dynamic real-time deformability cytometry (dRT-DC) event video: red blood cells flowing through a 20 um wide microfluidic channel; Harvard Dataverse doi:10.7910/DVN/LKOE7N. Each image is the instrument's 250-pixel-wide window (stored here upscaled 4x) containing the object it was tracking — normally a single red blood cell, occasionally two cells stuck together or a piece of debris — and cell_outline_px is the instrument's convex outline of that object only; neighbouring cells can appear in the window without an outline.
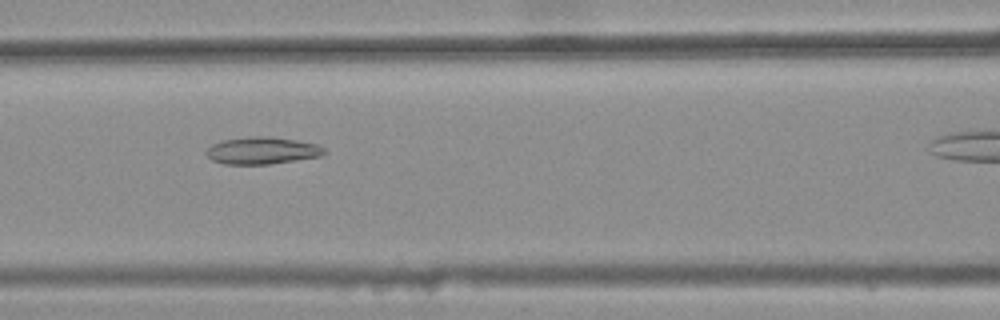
{"species": "common noctule bat (a hibernating species)", "species_latin": "Nyctalus noctula", "temperature_condition": "warm", "stored_images_in_passage": 33, "camera_frame_rate_fps": 3000, "um_per_image_px": 0.085, "animal": {"sex": "female", "body_mass_g": 25.1}, "frame": {"image": 1, "passage_image": 13, "time_ms": 4.0, "image_size_px": [1000, 320], "cell_outline_px": [[328, 152], [320, 156], [296, 160], [268, 164], [224, 164], [212, 160], [204, 152], [212, 144], [224, 140], [252, 136], [268, 136], [296, 140], [316, 144], [324, 148]], "centroid_in_image_um": [22.28, 12.8], "position_along_channel_um": 144.3, "area_um2": 18.55}}
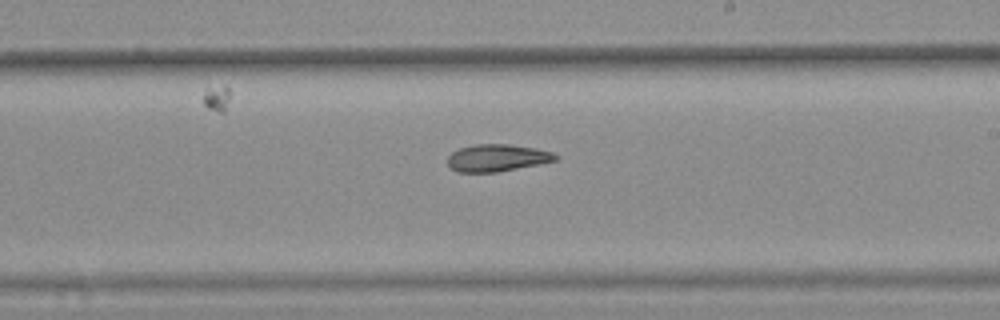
{"frame": {"image": 2, "passage_image": 21, "time_ms": 6.667, "image_size_px": [1000, 320], "cell_outline_px": [[556, 160], [496, 172], [456, 172], [448, 164], [448, 156], [452, 152], [460, 148], [476, 144], [508, 144], [536, 148], [552, 152], [556, 156]], "centroid_in_image_um": [42.2, 13.41], "position_along_channel_um": 246.8, "area_um2": 16.76}}
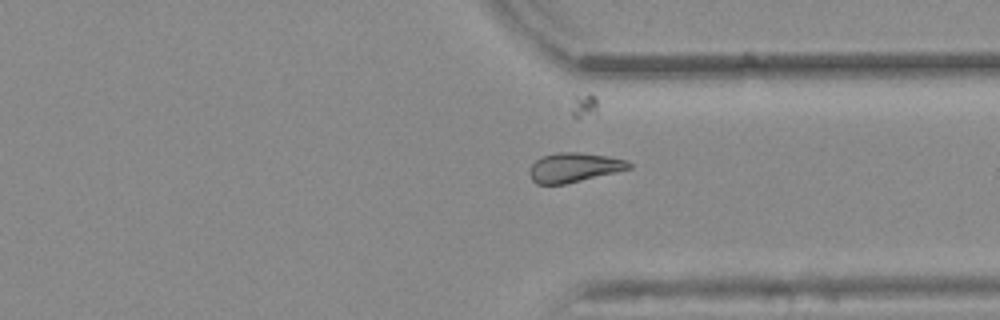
{"frame": {"image": 3, "passage_image": 30, "time_ms": 9.667, "image_size_px": [1000, 320], "cell_outline_px": [[632, 168], [616, 172], [564, 184], [536, 184], [532, 180], [528, 172], [532, 164], [536, 160], [544, 156], [560, 152], [580, 152], [608, 156], [628, 160], [632, 164]], "centroid_in_image_um": [48.81, 14.23], "position_along_channel_um": 362.6, "area_um2": 16.99}}